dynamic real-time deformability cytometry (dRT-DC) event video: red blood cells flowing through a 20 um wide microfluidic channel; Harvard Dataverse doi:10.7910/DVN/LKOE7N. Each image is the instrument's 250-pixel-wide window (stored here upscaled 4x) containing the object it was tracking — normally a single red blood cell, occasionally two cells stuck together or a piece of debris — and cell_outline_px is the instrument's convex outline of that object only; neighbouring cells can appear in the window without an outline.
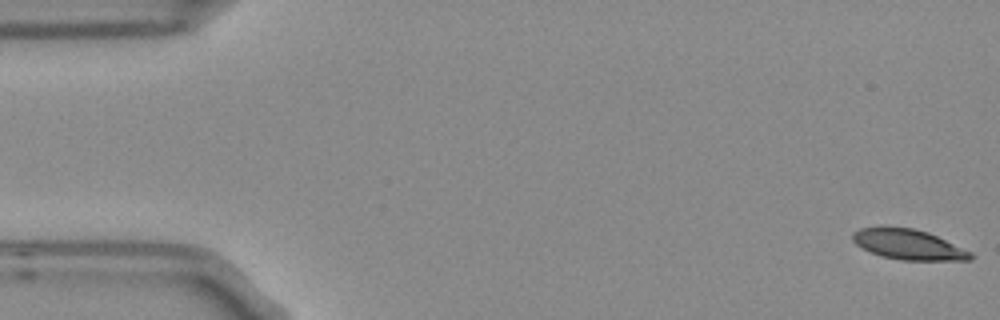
{"species": "Egyptian fruit bat (a non-hibernating species)", "species_latin": "Rousettus aegyptiacus", "temperature_condition": "room temperature", "stored_images_in_passage": 5, "camera_frame_rate_fps": 3000, "um_per_image_px": 0.085, "frame": {"image": 1, "passage_image": 1, "time_ms": 0.0, "image_size_px": [1000, 320], "cell_outline_px": [[972, 260], [900, 260], [880, 256], [860, 248], [852, 240], [852, 232], [860, 228], [880, 224], [912, 228], [928, 232], [972, 252]], "centroid_in_image_um": [77.12, 20.75], "position_along_channel_um": 7.9, "area_um2": 21.33}}
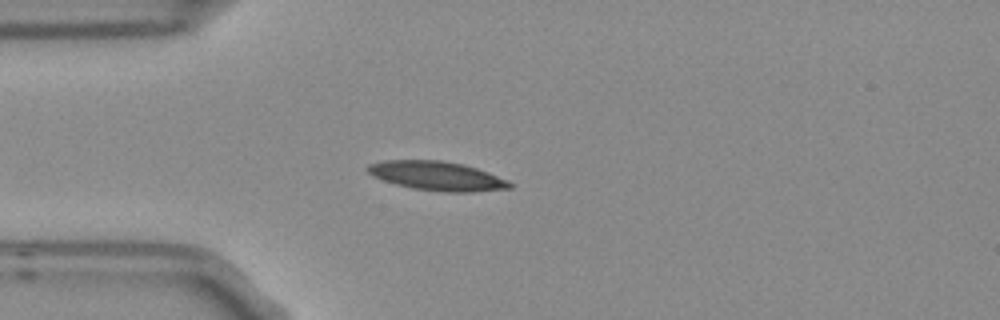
{"frame": {"image": 2, "passage_image": 4, "time_ms": 1.0, "image_size_px": [1000, 320], "cell_outline_px": [[512, 188], [472, 192], [448, 192], [412, 188], [396, 184], [372, 176], [364, 168], [368, 164], [384, 160], [444, 160], [464, 164], [488, 172], [508, 180], [512, 184]], "centroid_in_image_um": [37.13, 14.94], "position_along_channel_um": 47.9, "area_um2": 24.16}}